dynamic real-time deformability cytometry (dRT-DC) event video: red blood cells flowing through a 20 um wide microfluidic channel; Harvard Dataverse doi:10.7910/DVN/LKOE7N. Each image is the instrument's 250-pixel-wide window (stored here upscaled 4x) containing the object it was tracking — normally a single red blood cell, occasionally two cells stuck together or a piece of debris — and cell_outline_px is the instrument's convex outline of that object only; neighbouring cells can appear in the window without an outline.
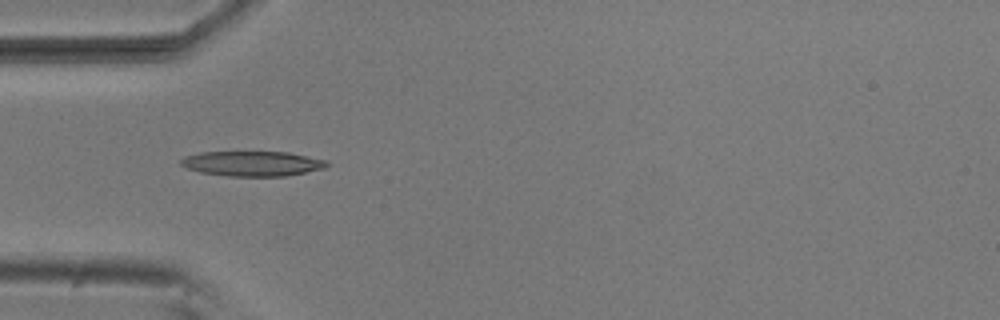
{"species": "common noctule bat (a hibernating species)", "species_latin": "Nyctalus noctula", "temperature_condition": "room temperature", "stored_images_in_passage": 8, "camera_frame_rate_fps": 3000, "um_per_image_px": 0.085, "animal": {"sex": "male", "body_mass_g": 20.5, "forearm_length_mm": 52.5}, "frame": {"image": 1, "passage_image": 5, "time_ms": 1.333, "image_size_px": [1000, 320], "cell_outline_px": [[328, 164], [324, 168], [284, 176], [228, 176], [200, 172], [188, 168], [180, 164], [180, 160], [184, 156], [200, 152], [288, 152], [324, 160]], "centroid_in_image_um": [21.39, 13.9], "position_along_channel_um": 63.6, "area_um2": 20.98}}
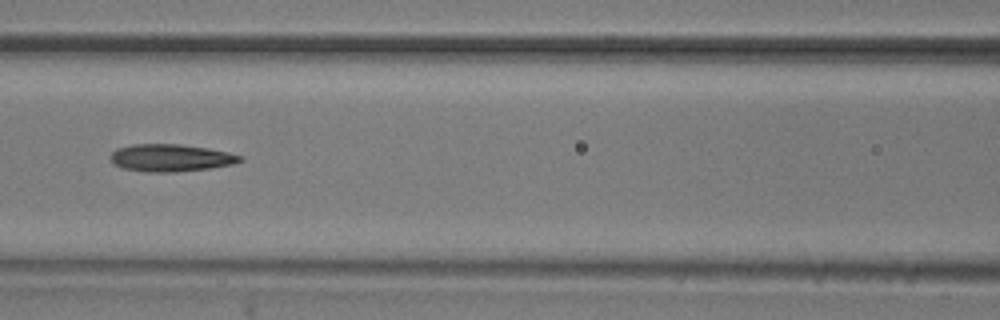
{"frame": {"image": 2, "passage_image": 7, "time_ms": 2.0, "image_size_px": [1000, 320], "cell_outline_px": [[244, 160], [232, 164], [208, 168], [176, 172], [148, 172], [124, 168], [112, 164], [108, 156], [116, 148], [132, 144], [180, 144], [208, 148], [228, 152], [244, 156]], "centroid_in_image_um": [14.48, 13.41], "position_along_channel_um": 152.1, "area_um2": 20.81}}
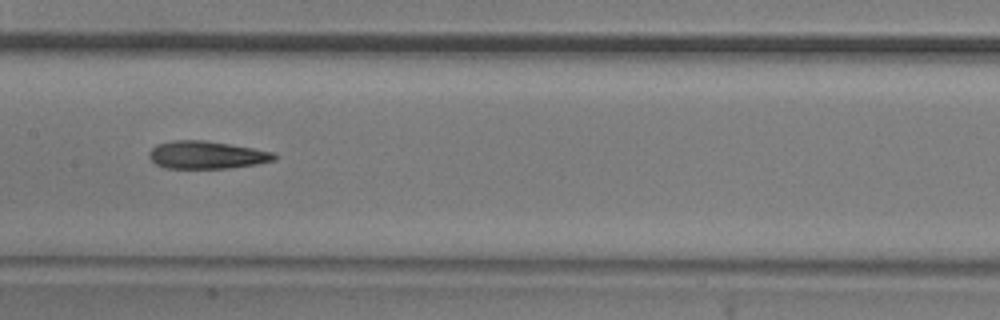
{"frame": {"image": 3, "passage_image": 8, "time_ms": 2.333, "image_size_px": [1000, 320], "cell_outline_px": [[276, 160], [256, 164], [228, 168], [164, 168], [156, 164], [148, 156], [148, 152], [156, 144], [172, 140], [204, 140], [252, 148], [272, 152], [276, 156]], "centroid_in_image_um": [17.52, 13.17], "position_along_channel_um": 189.9, "area_um2": 20.11}}